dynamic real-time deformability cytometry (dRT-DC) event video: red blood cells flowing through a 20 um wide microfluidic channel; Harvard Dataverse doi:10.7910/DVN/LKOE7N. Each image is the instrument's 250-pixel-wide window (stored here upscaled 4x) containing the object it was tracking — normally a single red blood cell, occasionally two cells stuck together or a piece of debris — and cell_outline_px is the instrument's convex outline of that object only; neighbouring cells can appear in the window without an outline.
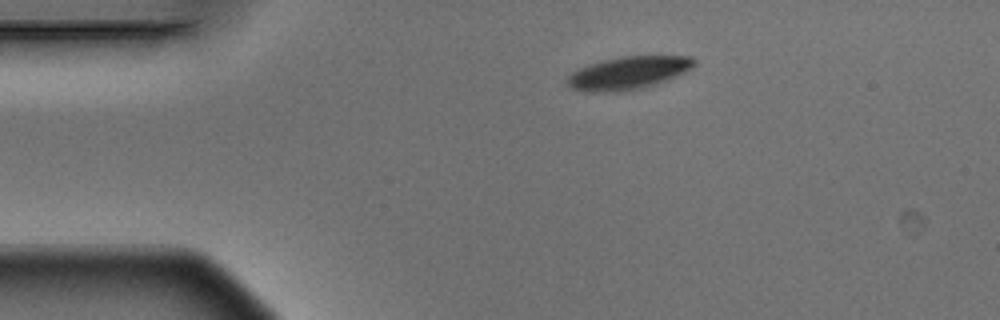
{"species": "Egyptian fruit bat (a non-hibernating species)", "species_latin": "Rousettus aegyptiacus", "temperature_condition": "warm", "stored_images_in_passage": 5, "camera_frame_rate_fps": 3000, "um_per_image_px": 0.085, "animal": {"sex": "male"}, "frame": {"image": 1, "passage_image": 1, "time_ms": 0.0, "image_size_px": [1000, 320], "cell_outline_px": [[696, 64], [692, 68], [676, 76], [656, 84], [644, 88], [624, 92], [584, 92], [572, 88], [568, 84], [568, 76], [572, 72], [588, 64], [620, 56], [692, 56], [696, 60]], "centroid_in_image_um": [53.42, 6.21], "position_along_channel_um": 31.6, "area_um2": 24.45}}
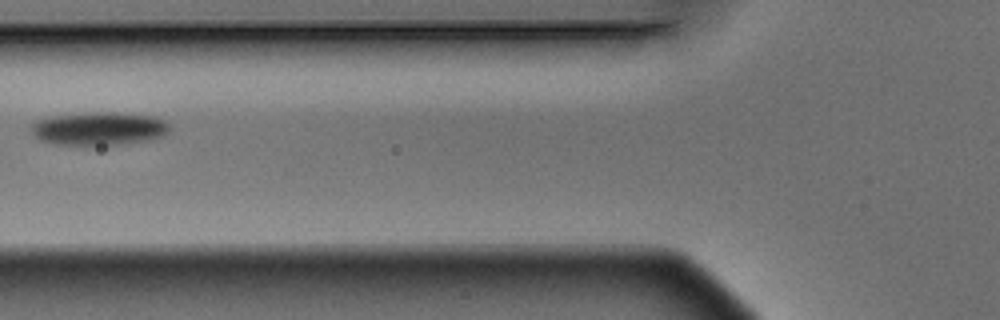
{"frame": {"image": 2, "passage_image": 4, "time_ms": 1.0, "image_size_px": [1000, 320], "cell_outline_px": [[168, 132], [164, 136], [148, 140], [120, 144], [56, 144], [40, 140], [32, 132], [32, 124], [40, 120], [52, 116], [92, 112], [116, 112], [152, 116], [164, 120], [168, 124]], "centroid_in_image_um": [8.45, 10.92], "position_along_channel_um": 117.4, "area_um2": 26.36}}
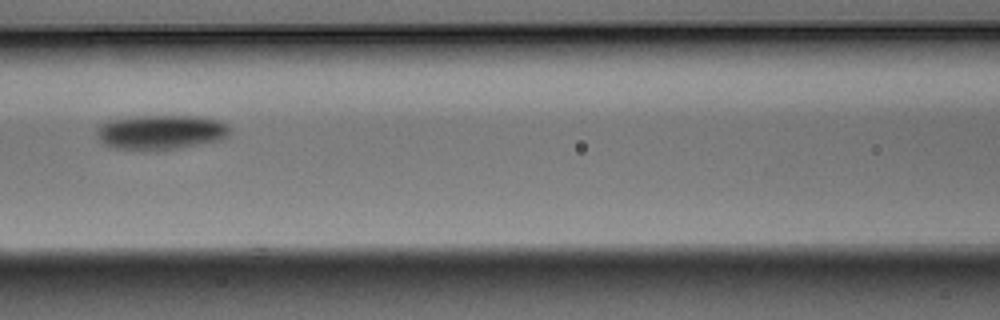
{"frame": {"image": 3, "passage_image": 5, "time_ms": 1.333, "image_size_px": [1000, 320], "cell_outline_px": [[228, 136], [224, 140], [156, 152], [116, 148], [104, 144], [96, 136], [96, 132], [100, 124], [112, 120], [136, 116], [196, 116], [220, 120], [228, 124]], "centroid_in_image_um": [13.69, 11.26], "position_along_channel_um": 152.9, "area_um2": 27.28}}